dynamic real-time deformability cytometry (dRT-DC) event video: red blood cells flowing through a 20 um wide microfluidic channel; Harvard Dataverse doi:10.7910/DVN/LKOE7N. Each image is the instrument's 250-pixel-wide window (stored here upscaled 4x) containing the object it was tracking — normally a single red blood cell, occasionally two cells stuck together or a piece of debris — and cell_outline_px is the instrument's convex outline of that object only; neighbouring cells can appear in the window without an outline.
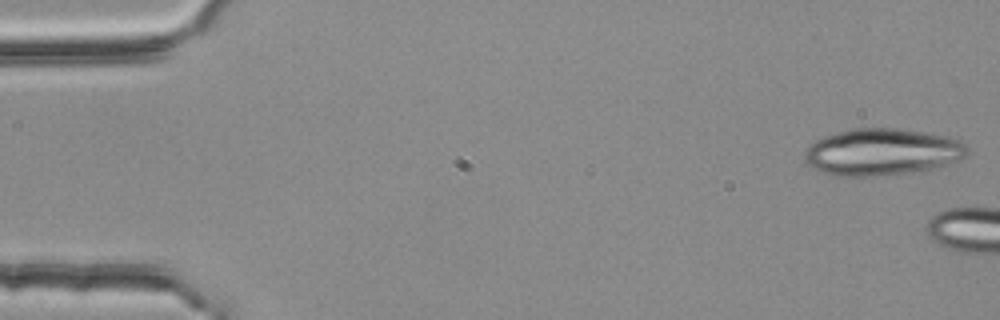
{"species": "common noctule bat (a hibernating species)", "species_latin": "Nyctalus noctula", "temperature_condition": "room temperature", "stored_images_in_passage": 5, "camera_frame_rate_fps": 3000, "um_per_image_px": 0.085, "animal": {"sex": "female", "body_mass_g": 25.1}, "frame": {"image": 1, "passage_image": 1, "time_ms": 0.0, "image_size_px": [1000, 320], "cell_outline_px": [[968, 152], [960, 160], [932, 168], [912, 172], [872, 176], [832, 176], [812, 168], [808, 164], [804, 156], [804, 152], [816, 140], [824, 136], [852, 128], [896, 128], [924, 132], [944, 136], [956, 140], [964, 144], [968, 148]], "centroid_in_image_um": [74.94, 12.92], "position_along_channel_um": 10.1, "area_um2": 44.1}}